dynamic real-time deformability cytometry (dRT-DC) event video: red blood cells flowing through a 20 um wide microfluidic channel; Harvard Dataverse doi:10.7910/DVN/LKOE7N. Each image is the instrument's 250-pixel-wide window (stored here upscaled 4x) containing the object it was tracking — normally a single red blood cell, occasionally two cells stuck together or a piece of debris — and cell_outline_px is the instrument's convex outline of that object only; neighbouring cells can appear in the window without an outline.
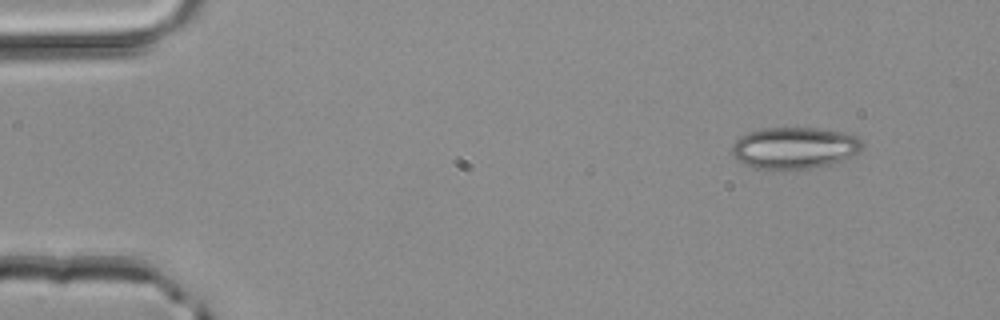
{"species": "common noctule bat (a hibernating species)", "species_latin": "Nyctalus noctula", "temperature_condition": "room temperature", "stored_images_in_passage": 3, "camera_frame_rate_fps": 3000, "um_per_image_px": 0.085, "animal": {"sex": "male", "body_mass_g": 20.4}, "frame": {"image": 1, "passage_image": 1, "time_ms": 0.0, "image_size_px": [1000, 320], "cell_outline_px": [[864, 148], [860, 152], [844, 160], [828, 164], [808, 168], [752, 168], [736, 160], [732, 156], [732, 144], [740, 136], [748, 132], [764, 128], [820, 128], [840, 132], [856, 136], [860, 140]], "centroid_in_image_um": [67.51, 12.56], "position_along_channel_um": 17.5, "area_um2": 31.5}}